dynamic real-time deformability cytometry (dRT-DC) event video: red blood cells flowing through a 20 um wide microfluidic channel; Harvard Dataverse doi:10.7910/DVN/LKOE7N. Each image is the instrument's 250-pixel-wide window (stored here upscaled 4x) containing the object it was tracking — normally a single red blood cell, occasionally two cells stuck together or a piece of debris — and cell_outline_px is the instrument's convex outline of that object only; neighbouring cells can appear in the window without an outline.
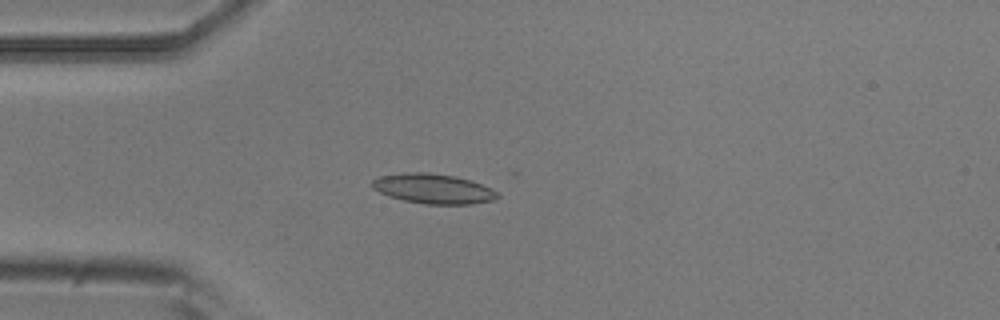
{"species": "common noctule bat (a hibernating species)", "species_latin": "Nyctalus noctula", "temperature_condition": "room temperature", "stored_images_in_passage": 51, "camera_frame_rate_fps": 3000, "um_per_image_px": 0.085, "animal": {"sex": "male", "body_mass_g": 20.5, "forearm_length_mm": 52.5}, "frame": {"image": 1, "passage_image": 13, "time_ms": 4.0, "image_size_px": [1000, 320], "cell_outline_px": [[500, 196], [492, 200], [472, 204], [424, 204], [404, 200], [388, 196], [372, 188], [372, 180], [380, 176], [408, 172], [428, 172], [456, 176], [492, 188]], "centroid_in_image_um": [36.81, 16.04], "position_along_channel_um": 48.2, "area_um2": 21.68}}
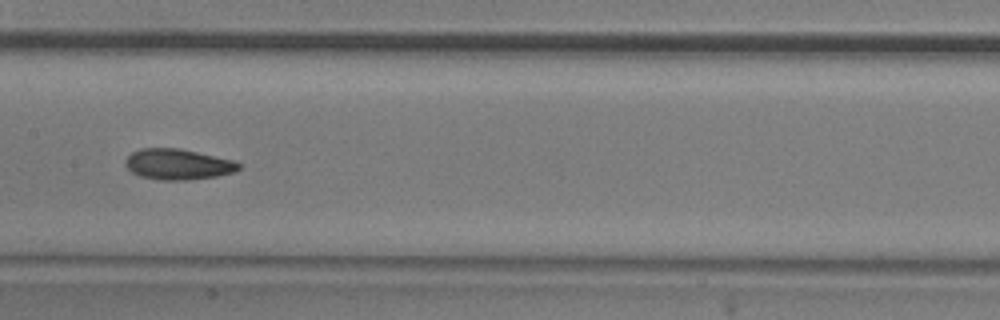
{"frame": {"image": 2, "passage_image": 25, "time_ms": 8.0, "image_size_px": [1000, 320], "cell_outline_px": [[240, 168], [232, 172], [216, 176], [188, 180], [160, 180], [140, 176], [132, 172], [124, 164], [124, 160], [132, 152], [140, 148], [180, 148], [232, 160], [240, 164]], "centroid_in_image_um": [15.07, 13.96], "position_along_channel_um": 192.3, "area_um2": 20.17}}
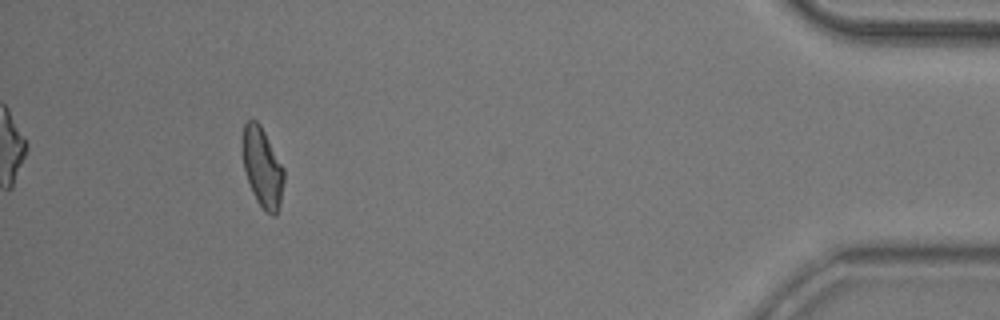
{"frame": {"image": 3, "passage_image": 47, "time_ms": 15.333, "image_size_px": [1000, 320], "cell_outline_px": [[284, 180], [280, 204], [276, 216], [272, 216], [256, 200], [252, 192], [244, 168], [240, 152], [240, 140], [244, 124], [248, 120], [256, 120], [260, 124], [284, 168]], "centroid_in_image_um": [22.26, 14.18], "position_along_channel_um": 412.9, "area_um2": 19.48}, "authors_computed_cell_mechanics": {"area_um2": 19.7676, "velocity_mm_per_s": 3.8794, "shape_relaxation_time_tau1_ms": 7.1636, "shape_relaxation_time_tau2_ms": 4.4773, "deformation_change_tau1": 0.166, "deformation_change_tau2": 0.099}}